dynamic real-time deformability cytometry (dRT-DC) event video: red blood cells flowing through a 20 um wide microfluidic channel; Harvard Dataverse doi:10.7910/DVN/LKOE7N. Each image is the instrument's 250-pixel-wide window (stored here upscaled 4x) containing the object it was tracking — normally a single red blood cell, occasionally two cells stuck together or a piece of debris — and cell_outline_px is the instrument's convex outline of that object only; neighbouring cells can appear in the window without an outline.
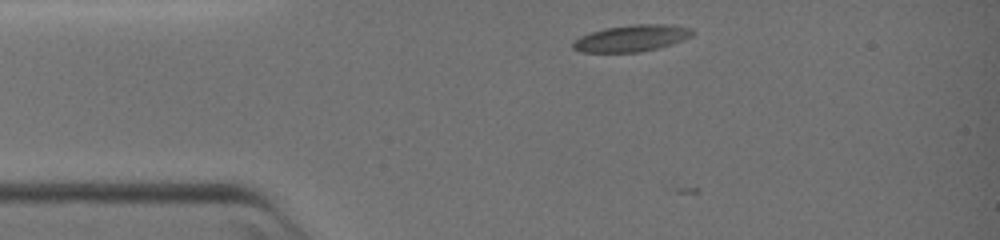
{"species": "common noctule bat (a hibernating species)", "species_latin": "Nyctalus noctula", "temperature_condition": "warm", "stored_images_in_passage": 4, "camera_frame_rate_fps": 3000, "um_per_image_px": 0.085, "animal": {"sex": "female", "body_mass_g": 19.0, "forearm_length_mm": 51.5}, "frame": {"image": 1, "passage_image": 2, "time_ms": 0.333, "image_size_px": [1000, 240], "cell_outline_px": [[692, 36], [684, 40], [672, 44], [640, 52], [580, 52], [572, 48], [572, 44], [580, 36], [592, 32], [608, 28], [636, 24], [668, 24], [692, 28]], "centroid_in_image_um": [53.71, 3.25], "position_along_channel_um": 31.3, "area_um2": 18.32}}